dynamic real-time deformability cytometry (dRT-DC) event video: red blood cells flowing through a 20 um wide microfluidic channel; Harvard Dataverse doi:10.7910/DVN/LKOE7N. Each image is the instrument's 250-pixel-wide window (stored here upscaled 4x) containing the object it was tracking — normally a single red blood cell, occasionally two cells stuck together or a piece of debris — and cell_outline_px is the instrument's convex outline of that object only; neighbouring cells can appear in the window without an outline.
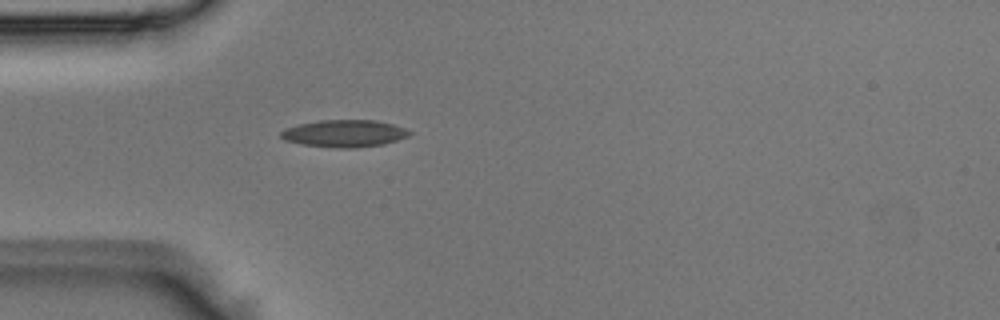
{"species": "Egyptian fruit bat (a non-hibernating species)", "species_latin": "Rousettus aegyptiacus", "temperature_condition": "room temperature", "stored_images_in_passage": 49, "camera_frame_rate_fps": 3000, "um_per_image_px": 0.085, "animal": {"sex": "male"}, "frame": {"image": 1, "passage_image": 14, "time_ms": 4.333, "image_size_px": [1000, 320], "cell_outline_px": [[412, 132], [408, 136], [384, 144], [356, 148], [332, 148], [304, 144], [284, 140], [280, 136], [280, 132], [284, 128], [300, 124], [320, 120], [376, 120], [392, 124], [404, 128]], "centroid_in_image_um": [29.26, 11.34], "position_along_channel_um": 55.7, "area_um2": 20.35}}
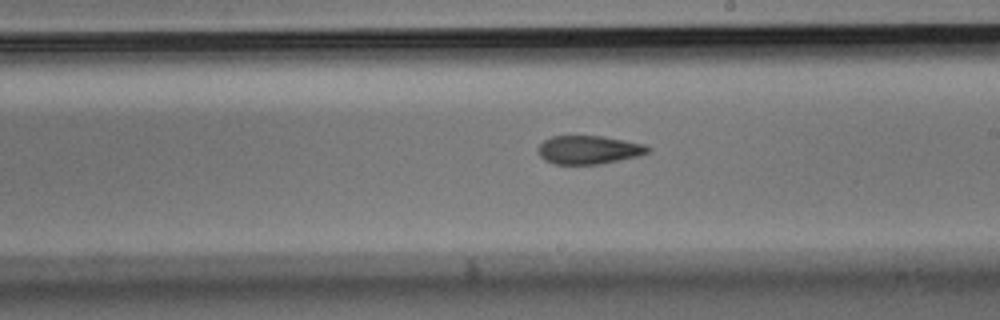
{"frame": {"image": 2, "passage_image": 28, "time_ms": 9.0, "image_size_px": [1000, 320], "cell_outline_px": [[652, 152], [640, 156], [600, 164], [552, 164], [544, 160], [540, 156], [540, 144], [544, 140], [552, 136], [604, 136], [644, 144], [652, 148]], "centroid_in_image_um": [50.11, 12.74], "position_along_channel_um": 238.9, "area_um2": 18.32}}
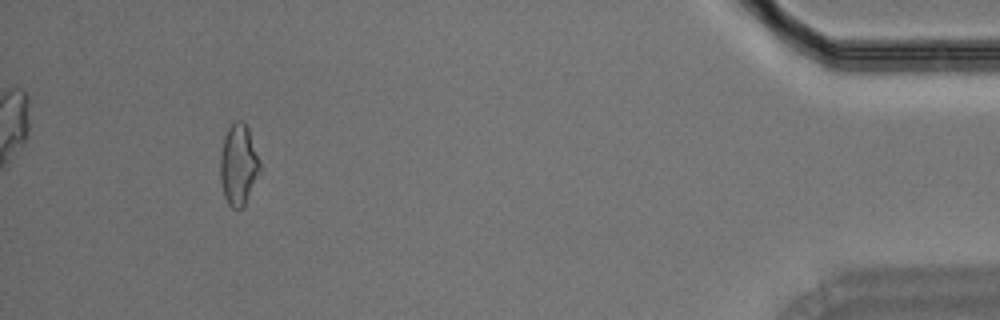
{"frame": {"image": 3, "passage_image": 46, "time_ms": 15.0, "image_size_px": [1000, 320], "cell_outline_px": [[260, 172], [244, 208], [232, 208], [228, 204], [224, 196], [220, 180], [220, 156], [224, 136], [228, 128], [236, 120], [244, 120], [248, 128], [260, 160]], "centroid_in_image_um": [20.27, 14.01], "position_along_channel_um": 414.9, "area_um2": 18.96}}